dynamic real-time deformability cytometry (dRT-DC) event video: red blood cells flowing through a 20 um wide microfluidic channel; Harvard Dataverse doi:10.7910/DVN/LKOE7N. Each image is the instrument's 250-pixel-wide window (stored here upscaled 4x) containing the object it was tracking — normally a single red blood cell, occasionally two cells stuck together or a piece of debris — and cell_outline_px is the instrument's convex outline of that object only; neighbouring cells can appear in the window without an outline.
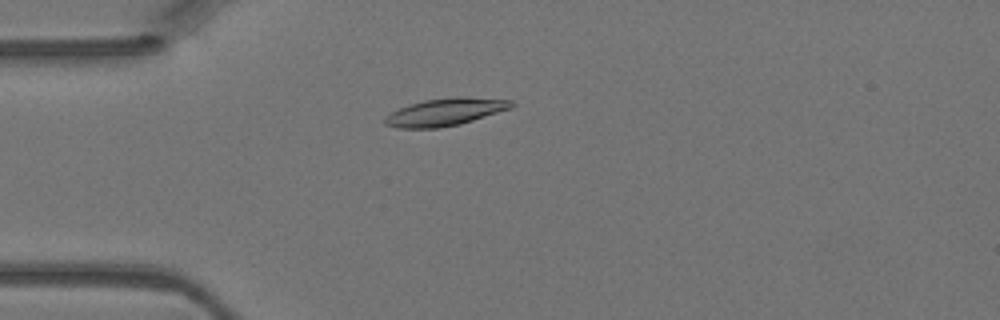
{"species": "Egyptian fruit bat (a non-hibernating species)", "species_latin": "Rousettus aegyptiacus", "temperature_condition": "warm", "stored_images_in_passage": 4, "camera_frame_rate_fps": 3000, "um_per_image_px": 0.085, "animal": {"sex": "female"}, "frame": {"image": 1, "passage_image": 4, "time_ms": 1.0, "image_size_px": [1000, 320], "cell_outline_px": [[516, 104], [512, 108], [460, 124], [440, 128], [396, 128], [384, 124], [384, 120], [392, 112], [400, 108], [424, 100], [456, 96], [460, 96], [512, 100]], "centroid_in_image_um": [37.89, 9.52], "position_along_channel_um": 47.1, "area_um2": 20.17}}